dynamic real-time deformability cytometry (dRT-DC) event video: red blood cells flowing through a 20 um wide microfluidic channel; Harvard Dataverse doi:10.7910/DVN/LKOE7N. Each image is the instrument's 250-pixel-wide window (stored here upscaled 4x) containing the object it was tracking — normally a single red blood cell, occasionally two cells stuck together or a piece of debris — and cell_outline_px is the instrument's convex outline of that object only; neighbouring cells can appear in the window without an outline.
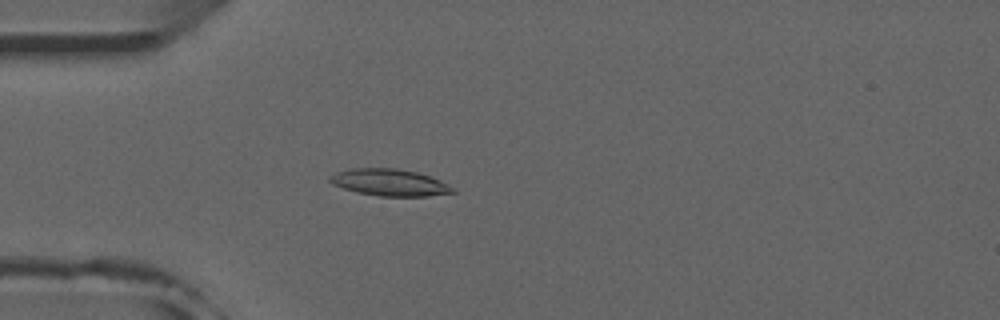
{"species": "common noctule bat (a hibernating species)", "species_latin": "Nyctalus noctula", "temperature_condition": "room temperature", "stored_images_in_passage": 43, "camera_frame_rate_fps": 3000, "um_per_image_px": 0.085, "animal": {"sex": "male", "forearm_length_mm": 52.5}, "frame": {"image": 1, "passage_image": 12, "time_ms": 3.667, "image_size_px": [1000, 320], "cell_outline_px": [[456, 192], [428, 196], [380, 196], [356, 192], [332, 184], [328, 180], [328, 176], [336, 172], [352, 168], [396, 168], [416, 172], [440, 180], [456, 188]], "centroid_in_image_um": [33.11, 15.51], "position_along_channel_um": 51.9, "area_um2": 19.25}}
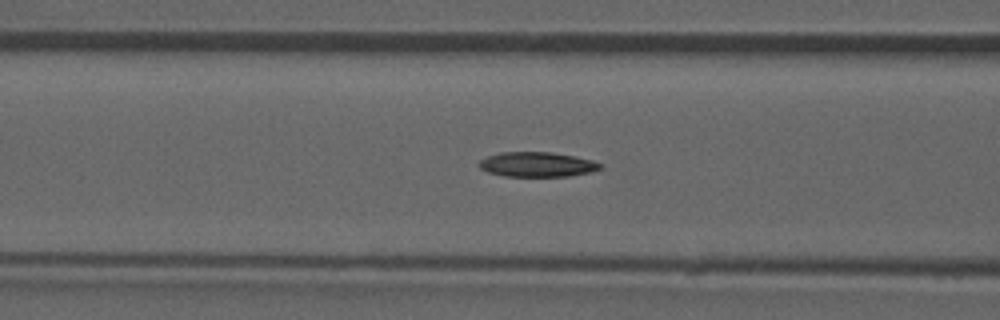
{"frame": {"image": 2, "passage_image": 18, "time_ms": 5.667, "image_size_px": [1000, 320], "cell_outline_px": [[600, 168], [588, 172], [568, 176], [504, 176], [488, 172], [480, 168], [476, 164], [480, 160], [488, 156], [500, 152], [552, 152], [592, 160], [600, 164]], "centroid_in_image_um": [45.57, 13.97], "position_along_channel_um": 121.0, "area_um2": 17.28}, "authors_computed_cell_mechanics": {"area_um2": 18.0914, "velocity_mm_per_s": 3.9353, "shape_relaxation_time_tau1_ms": null, "shape_relaxation_time_tau2_ms": 4.8309, "deformation_change_tau1": null, "deformation_change_tau2": 0.1057}}